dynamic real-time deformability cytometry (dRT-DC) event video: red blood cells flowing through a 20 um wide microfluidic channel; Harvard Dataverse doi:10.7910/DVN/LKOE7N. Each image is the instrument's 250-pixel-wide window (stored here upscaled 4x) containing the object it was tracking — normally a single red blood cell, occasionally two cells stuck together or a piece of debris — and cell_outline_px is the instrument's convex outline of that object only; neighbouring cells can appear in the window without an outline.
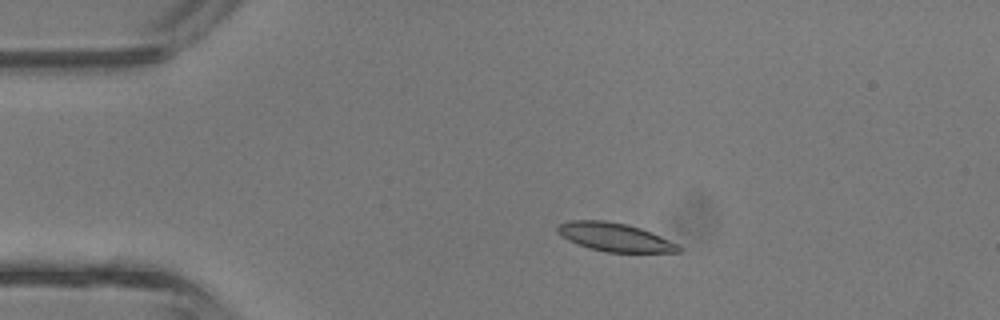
{"species": "common noctule bat (a hibernating species)", "species_latin": "Nyctalus noctula", "temperature_condition": "room temperature", "stored_images_in_passage": 2, "camera_frame_rate_fps": 3000, "um_per_image_px": 0.085, "animal": {"sex": "male", "body_mass_g": 13.3}, "frame": {"image": 1, "passage_image": 1, "time_ms": 0.0, "image_size_px": [1000, 320], "cell_outline_px": [[680, 252], [604, 252], [588, 248], [568, 240], [556, 228], [560, 224], [568, 220], [604, 220], [628, 224], [652, 232], [680, 244]], "centroid_in_image_um": [52.3, 20.15], "position_along_channel_um": 32.7, "area_um2": 20.06}}